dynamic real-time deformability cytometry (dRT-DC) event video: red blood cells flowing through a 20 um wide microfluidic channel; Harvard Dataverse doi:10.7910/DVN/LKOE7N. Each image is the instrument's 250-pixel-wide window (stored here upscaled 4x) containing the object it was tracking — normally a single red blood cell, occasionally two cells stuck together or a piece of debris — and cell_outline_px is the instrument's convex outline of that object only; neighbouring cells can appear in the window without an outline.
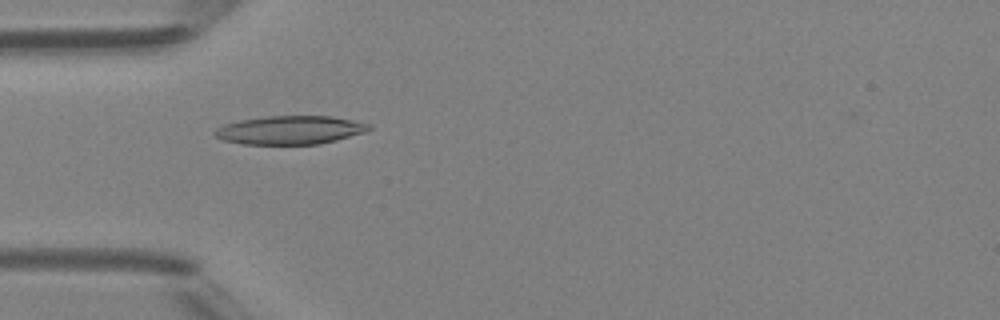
{"species": "Egyptian fruit bat (a non-hibernating species)", "species_latin": "Rousettus aegyptiacus", "temperature_condition": "room temperature", "stored_images_in_passage": 8, "camera_frame_rate_fps": 3000, "um_per_image_px": 0.085, "animal": {"sex": "female"}, "frame": {"image": 1, "passage_image": 4, "time_ms": 3.667, "image_size_px": [1000, 320], "cell_outline_px": [[372, 128], [364, 132], [336, 140], [320, 144], [244, 144], [224, 140], [216, 136], [212, 132], [216, 128], [224, 124], [240, 120], [268, 116], [332, 116], [372, 124]], "centroid_in_image_um": [24.66, 11.05], "position_along_channel_um": 60.3, "area_um2": 25.55}}
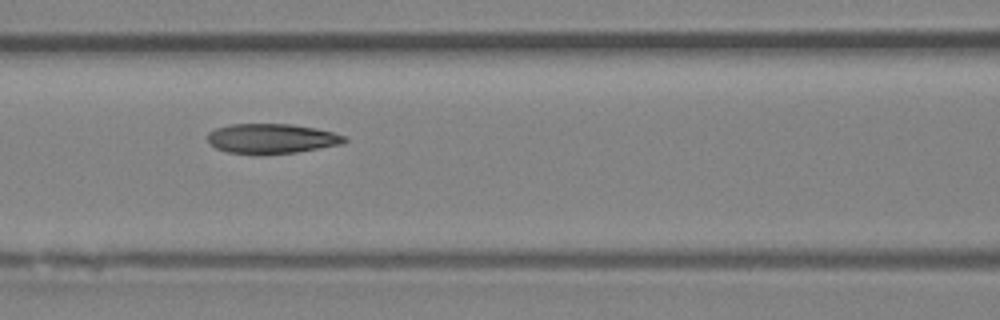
{"frame": {"image": 2, "passage_image": 6, "time_ms": 5.667, "image_size_px": [1000, 320], "cell_outline_px": [[348, 140], [340, 144], [296, 152], [228, 152], [216, 148], [208, 140], [208, 132], [216, 128], [228, 124], [292, 124], [316, 128], [332, 132], [344, 136]], "centroid_in_image_um": [23.09, 11.74], "position_along_channel_um": 143.5, "area_um2": 23.0}}
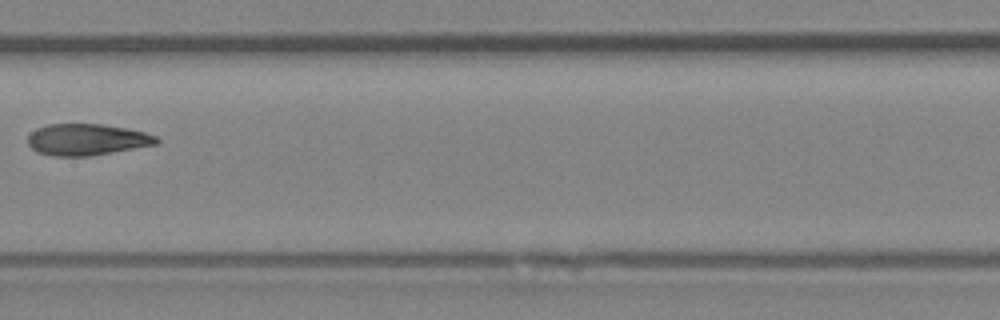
{"frame": {"image": 3, "passage_image": 7, "time_ms": 7.0, "image_size_px": [1000, 320], "cell_outline_px": [[160, 140], [156, 144], [112, 152], [88, 156], [52, 156], [36, 152], [28, 144], [28, 136], [36, 128], [48, 124], [100, 124], [124, 128], [144, 132], [156, 136]], "centroid_in_image_um": [7.34, 11.86], "position_along_channel_um": 200.1, "area_um2": 23.41}}